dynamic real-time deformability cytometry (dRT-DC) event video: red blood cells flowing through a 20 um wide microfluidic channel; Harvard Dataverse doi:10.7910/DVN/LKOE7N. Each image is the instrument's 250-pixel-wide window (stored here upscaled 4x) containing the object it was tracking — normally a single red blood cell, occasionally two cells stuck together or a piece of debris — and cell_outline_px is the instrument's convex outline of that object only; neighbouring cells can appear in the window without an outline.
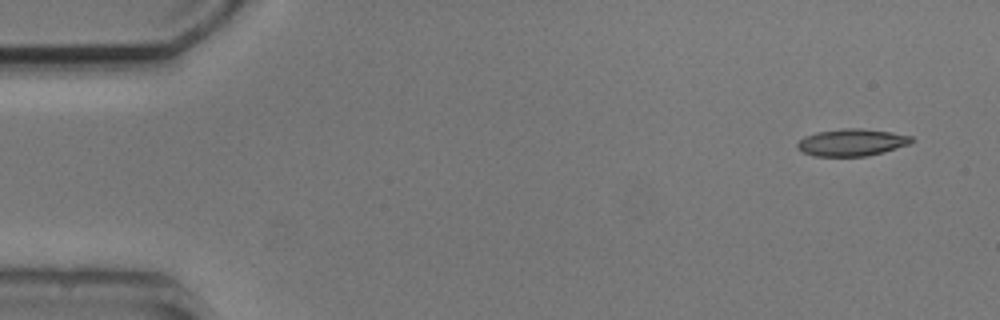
{"species": "common noctule bat (a hibernating species)", "species_latin": "Nyctalus noctula", "temperature_condition": "cold", "stored_images_in_passage": 5, "camera_frame_rate_fps": 3000, "um_per_image_px": 0.085, "animal": {"sex": "male", "body_mass_g": 20.5, "forearm_length_mm": 52.5}, "frame": {"image": 1, "passage_image": 1, "time_ms": 0.0, "image_size_px": [1000, 320], "cell_outline_px": [[916, 140], [908, 144], [884, 152], [868, 156], [812, 156], [800, 152], [796, 148], [796, 144], [804, 136], [816, 132], [844, 128], [860, 128], [892, 132], [912, 136]], "centroid_in_image_um": [72.37, 12.11], "position_along_channel_um": 12.6, "area_um2": 18.26}}
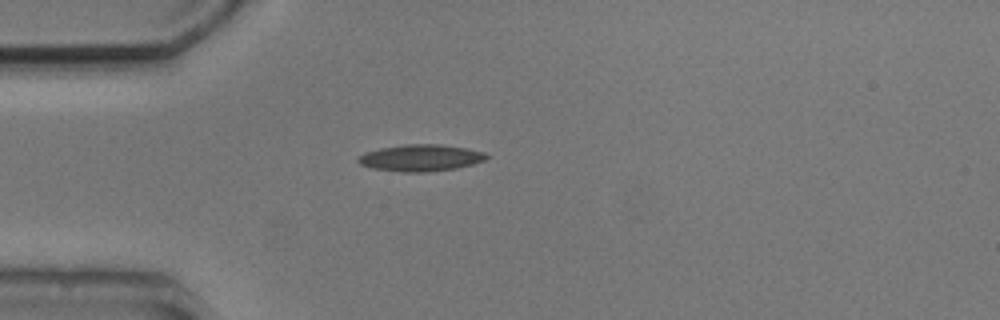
{"frame": {"image": 2, "passage_image": 4, "time_ms": 3.667, "image_size_px": [1000, 320], "cell_outline_px": [[488, 156], [484, 160], [472, 164], [456, 168], [424, 172], [400, 172], [372, 168], [360, 164], [356, 160], [364, 152], [380, 148], [404, 144], [440, 144], [464, 148], [484, 152]], "centroid_in_image_um": [35.71, 13.41], "position_along_channel_um": 49.3, "area_um2": 19.83}}